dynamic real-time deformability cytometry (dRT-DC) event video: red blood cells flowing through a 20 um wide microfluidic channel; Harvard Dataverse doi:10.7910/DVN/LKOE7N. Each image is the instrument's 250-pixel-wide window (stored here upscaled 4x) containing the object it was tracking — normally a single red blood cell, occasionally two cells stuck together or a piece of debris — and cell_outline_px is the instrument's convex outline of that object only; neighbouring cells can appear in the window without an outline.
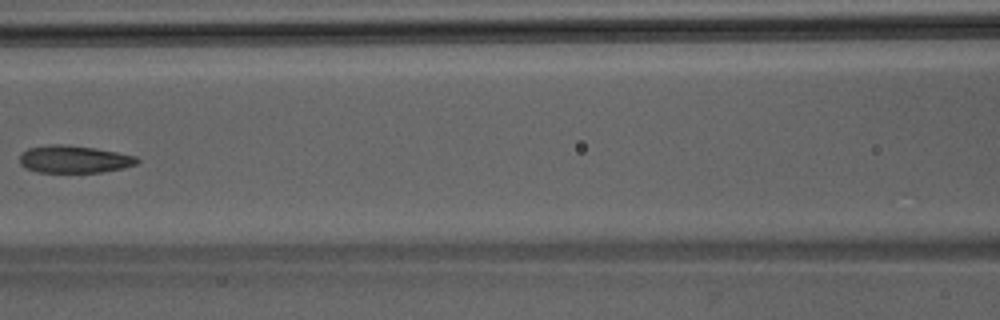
{"species": "Egyptian fruit bat (a non-hibernating species)", "species_latin": "Rousettus aegyptiacus", "temperature_condition": "room temperature", "stored_images_in_passage": 6, "camera_frame_rate_fps": 3000, "um_per_image_px": 0.085, "animal": {"sex": "male"}, "frame": {"image": 1, "passage_image": 6, "time_ms": 1.667, "image_size_px": [1000, 320], "cell_outline_px": [[140, 160], [136, 164], [124, 168], [100, 172], [36, 172], [24, 168], [20, 164], [20, 156], [28, 148], [52, 144], [60, 144], [92, 148], [116, 152], [136, 156]], "centroid_in_image_um": [6.28, 13.54], "position_along_channel_um": 160.3, "area_um2": 18.61}}